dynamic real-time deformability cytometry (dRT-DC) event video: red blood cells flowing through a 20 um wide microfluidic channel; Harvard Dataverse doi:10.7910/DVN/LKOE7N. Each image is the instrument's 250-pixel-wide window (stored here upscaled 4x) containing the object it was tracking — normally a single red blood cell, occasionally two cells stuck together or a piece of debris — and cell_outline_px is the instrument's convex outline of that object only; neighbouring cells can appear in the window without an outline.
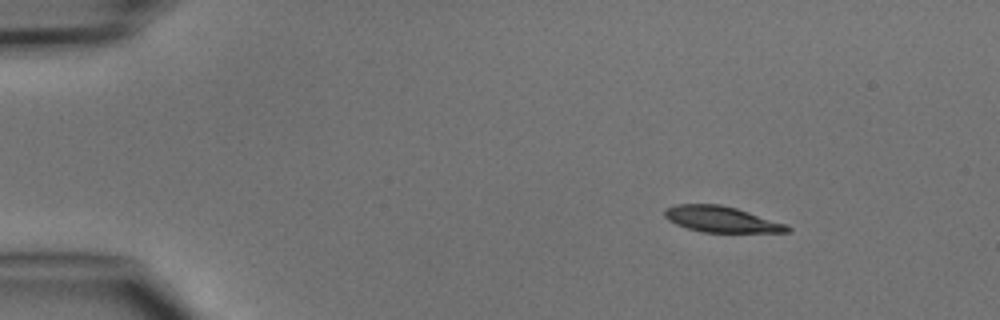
{"species": "common noctule bat (a hibernating species)", "species_latin": "Nyctalus noctula", "temperature_condition": "cold", "stored_images_in_passage": 4, "camera_frame_rate_fps": 3000, "um_per_image_px": 0.085, "animal": {"sex": "male", "body_mass_g": 15.6}, "frame": {"image": 1, "passage_image": 1, "time_ms": 0.0, "image_size_px": [1000, 320], "cell_outline_px": [[792, 228], [788, 232], [704, 232], [688, 228], [676, 224], [668, 220], [664, 216], [664, 212], [668, 208], [676, 204], [720, 204], [736, 208], [784, 224]], "centroid_in_image_um": [61.28, 18.63], "position_along_channel_um": 23.7, "area_um2": 18.15}}